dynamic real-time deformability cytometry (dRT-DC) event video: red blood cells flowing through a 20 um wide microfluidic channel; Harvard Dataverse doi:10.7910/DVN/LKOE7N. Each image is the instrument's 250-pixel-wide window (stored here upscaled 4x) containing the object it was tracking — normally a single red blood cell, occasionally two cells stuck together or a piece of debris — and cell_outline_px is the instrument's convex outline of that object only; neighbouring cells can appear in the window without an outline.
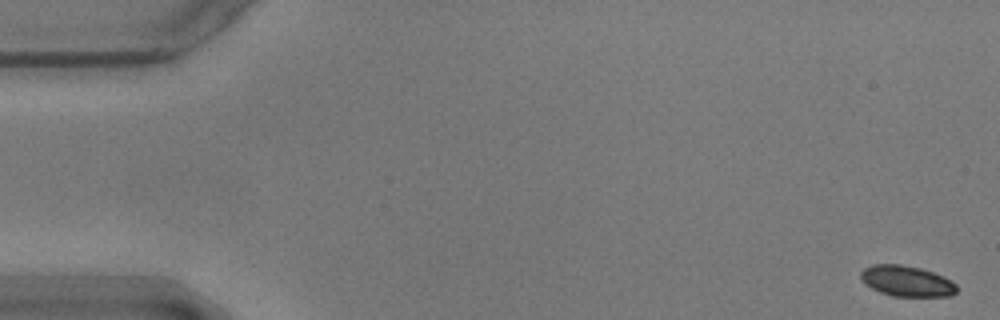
{"species": "common noctule bat (a hibernating species)", "species_latin": "Nyctalus noctula", "temperature_condition": "warm", "stored_images_in_passage": 58, "camera_frame_rate_fps": 3000, "um_per_image_px": 0.085, "animal": {"sex": "male", "body_mass_g": 17.9}, "frame": {"image": 1, "passage_image": 1, "time_ms": 0.0, "image_size_px": [1000, 320], "cell_outline_px": [[956, 292], [952, 296], [892, 296], [880, 292], [872, 288], [860, 280], [860, 272], [864, 268], [872, 264], [900, 264], [920, 268], [944, 276], [952, 280], [956, 284]], "centroid_in_image_um": [77.06, 23.88], "position_along_channel_um": 7.9, "area_um2": 17.28}}
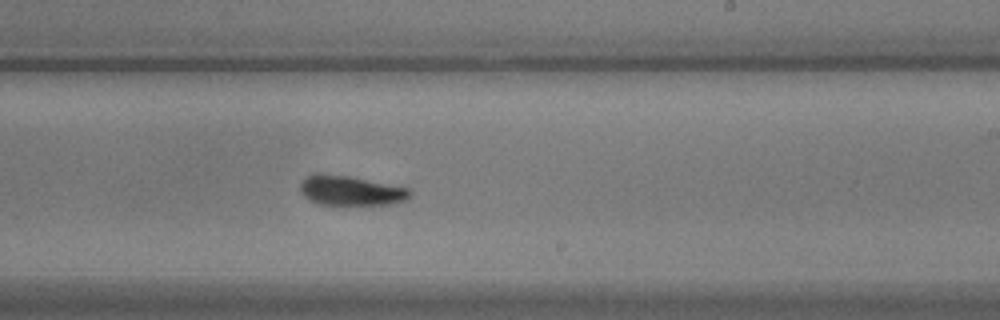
{"frame": {"image": 2, "passage_image": 34, "time_ms": 11.0, "image_size_px": [1000, 320], "cell_outline_px": [[412, 192], [404, 200], [392, 204], [320, 204], [308, 200], [300, 192], [300, 184], [308, 176], [316, 172], [320, 172], [348, 176], [408, 188]], "centroid_in_image_um": [29.75, 16.19], "position_along_channel_um": 259.3, "area_um2": 18.79}}
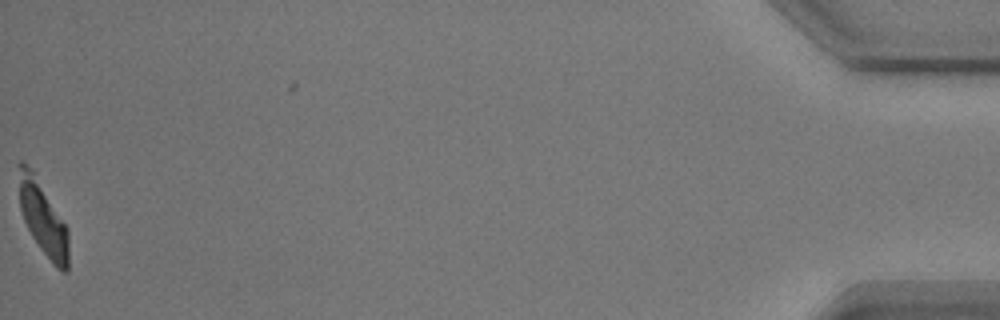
{"frame": {"image": 3, "passage_image": 57, "time_ms": 18.667, "image_size_px": [1000, 320], "cell_outline_px": [[68, 272], [64, 272], [56, 268], [40, 248], [32, 236], [24, 220], [20, 208], [16, 164], [20, 160], [24, 160], [36, 172], [68, 228]], "centroid_in_image_um": [3.62, 18.43], "position_along_channel_um": 431.6, "area_um2": 22.08}, "authors_computed_cell_mechanics": {"area_um2": 19.7098, "velocity_mm_per_s": 3.535, "shape_relaxation_time_tau1_ms": 2.5572, "shape_relaxation_time_tau2_ms": 1.9797, "deformation_change_tau1": 0.1302, "deformation_change_tau2": 0.0761}}